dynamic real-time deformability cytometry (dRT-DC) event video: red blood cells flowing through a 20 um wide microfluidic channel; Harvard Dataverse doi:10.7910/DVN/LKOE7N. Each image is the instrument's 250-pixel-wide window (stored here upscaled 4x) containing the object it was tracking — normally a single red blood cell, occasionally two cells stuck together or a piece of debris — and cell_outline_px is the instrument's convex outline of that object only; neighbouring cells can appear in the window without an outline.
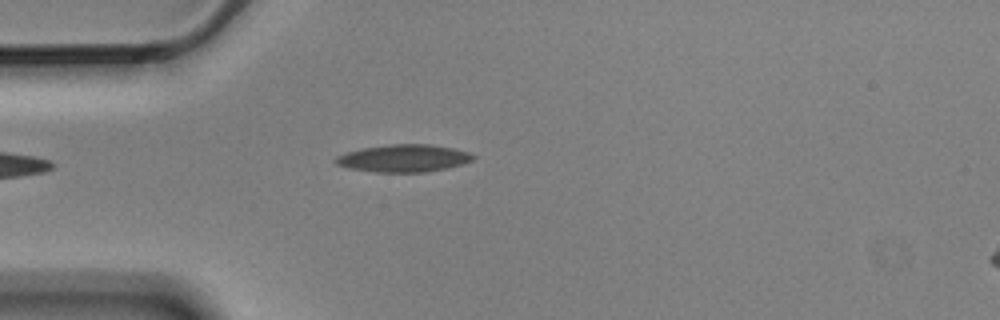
{"species": "Egyptian fruit bat (a non-hibernating species)", "species_latin": "Rousettus aegyptiacus", "temperature_condition": "cold", "stored_images_in_passage": 6, "camera_frame_rate_fps": 3000, "um_per_image_px": 0.085, "animal": {"sex": "male"}, "frame": {"image": 1, "passage_image": 5, "time_ms": 1.333, "image_size_px": [1000, 320], "cell_outline_px": [[476, 160], [464, 164], [448, 168], [428, 172], [376, 172], [348, 168], [336, 164], [332, 160], [336, 156], [348, 152], [364, 148], [392, 144], [428, 144], [452, 148], [468, 152], [476, 156]], "centroid_in_image_um": [34.35, 13.46], "position_along_channel_um": 50.6, "area_um2": 22.08}}